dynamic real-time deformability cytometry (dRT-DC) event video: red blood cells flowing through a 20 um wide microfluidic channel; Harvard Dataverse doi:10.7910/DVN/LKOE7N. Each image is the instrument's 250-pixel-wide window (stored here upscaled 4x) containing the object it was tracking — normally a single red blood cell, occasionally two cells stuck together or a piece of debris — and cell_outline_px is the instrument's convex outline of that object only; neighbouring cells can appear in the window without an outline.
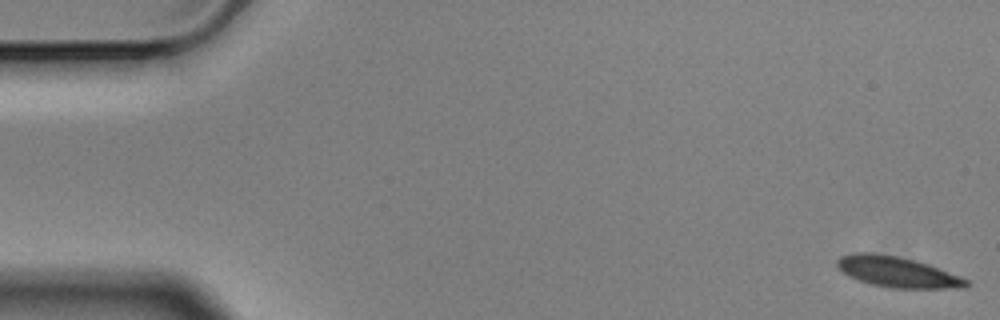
{"species": "Egyptian fruit bat (a non-hibernating species)", "species_latin": "Rousettus aegyptiacus", "temperature_condition": "cold", "stored_images_in_passage": 57, "camera_frame_rate_fps": 3000, "um_per_image_px": 0.085, "animal": {"sex": "male"}, "frame": {"image": 1, "passage_image": 1, "time_ms": 0.0, "image_size_px": [1000, 320], "cell_outline_px": [[972, 284], [968, 288], [892, 288], [872, 284], [848, 276], [836, 264], [836, 260], [840, 256], [856, 252], [872, 252], [896, 256], [916, 260], [928, 264], [960, 276], [968, 280]], "centroid_in_image_um": [76.31, 23.11], "position_along_channel_um": 8.7, "area_um2": 23.06}}
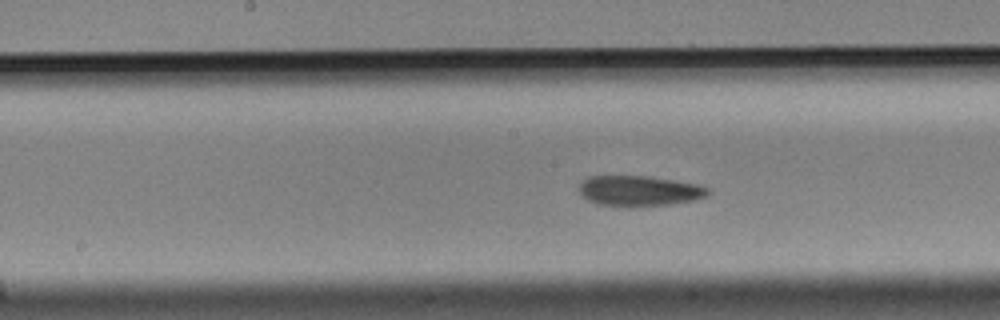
{"frame": {"image": 2, "passage_image": 28, "time_ms": 9.0, "image_size_px": [1000, 320], "cell_outline_px": [[712, 192], [708, 196], [696, 200], [668, 204], [632, 208], [628, 208], [600, 204], [588, 200], [580, 192], [580, 184], [588, 176], [648, 176], [676, 180], [700, 184], [708, 188]], "centroid_in_image_um": [54.4, 16.23], "position_along_channel_um": 193.8, "area_um2": 23.24}}
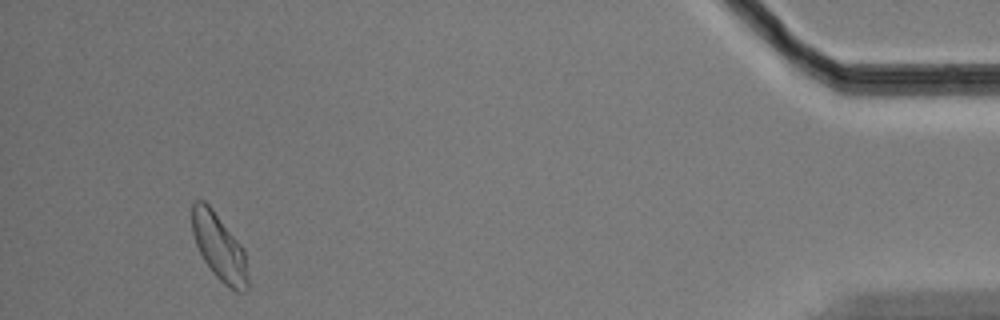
{"frame": {"image": 3, "passage_image": 53, "time_ms": 17.333, "image_size_px": [1000, 320], "cell_outline_px": [[248, 288], [244, 292], [236, 292], [224, 284], [212, 272], [204, 260], [196, 244], [192, 232], [192, 204], [196, 200], [204, 200], [212, 208], [244, 248], [248, 276]], "centroid_in_image_um": [18.64, 21.02], "position_along_channel_um": 416.6, "area_um2": 21.68}, "authors_computed_cell_mechanics": {"area_um2": 22.6576, "velocity_mm_per_s": 3.5198, "shape_relaxation_time_tau1_ms": 3.791, "shape_relaxation_time_tau2_ms": 4.1515, "deformation_change_tau1": 0.0957, "deformation_change_tau2": 0.075}}